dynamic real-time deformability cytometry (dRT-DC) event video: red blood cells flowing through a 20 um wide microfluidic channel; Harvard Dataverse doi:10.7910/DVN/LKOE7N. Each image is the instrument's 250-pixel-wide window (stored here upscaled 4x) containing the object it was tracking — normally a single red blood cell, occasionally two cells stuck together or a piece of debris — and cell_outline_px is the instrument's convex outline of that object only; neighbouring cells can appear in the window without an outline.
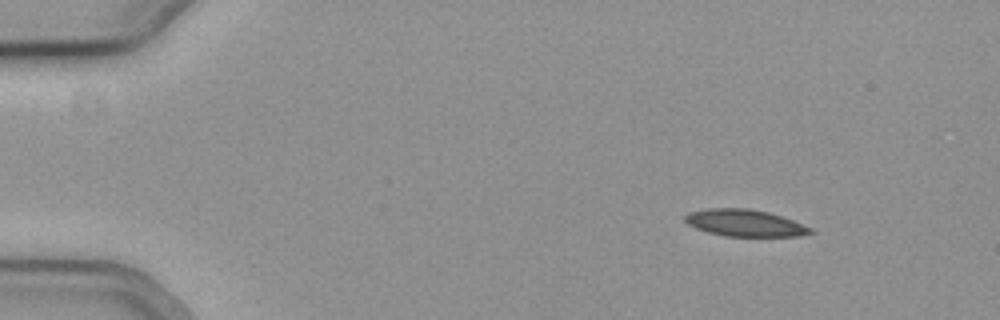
{"species": "common noctule bat (a hibernating species)", "species_latin": "Nyctalus noctula", "temperature_condition": "cold", "stored_images_in_passage": 50, "camera_frame_rate_fps": 3000, "um_per_image_px": 0.085, "animal": {"sex": "female", "body_mass_g": 19.3, "forearm_length_mm": 54.1}, "frame": {"image": 1, "passage_image": 1, "time_ms": 0.0, "image_size_px": [1000, 320], "cell_outline_px": [[816, 232], [800, 236], [724, 236], [708, 232], [696, 228], [688, 224], [684, 220], [684, 216], [688, 212], [708, 208], [748, 208], [768, 212], [792, 220], [812, 228]], "centroid_in_image_um": [63.3, 18.95], "position_along_channel_um": 21.7, "area_um2": 19.65}}
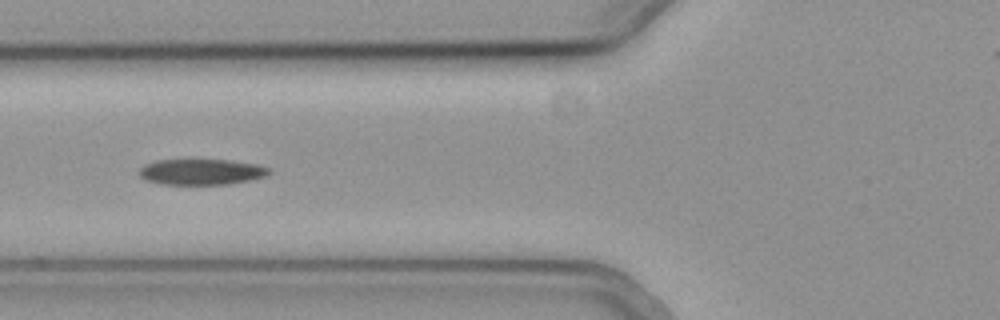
{"frame": {"image": 2, "passage_image": 16, "time_ms": 5.0, "image_size_px": [1000, 320], "cell_outline_px": [[272, 172], [264, 176], [248, 180], [228, 184], [160, 184], [148, 180], [140, 176], [140, 168], [144, 164], [156, 160], [188, 156], [192, 156], [228, 160], [256, 164], [272, 168]], "centroid_in_image_um": [17.08, 14.54], "position_along_channel_um": 108.7, "area_um2": 20.46}}
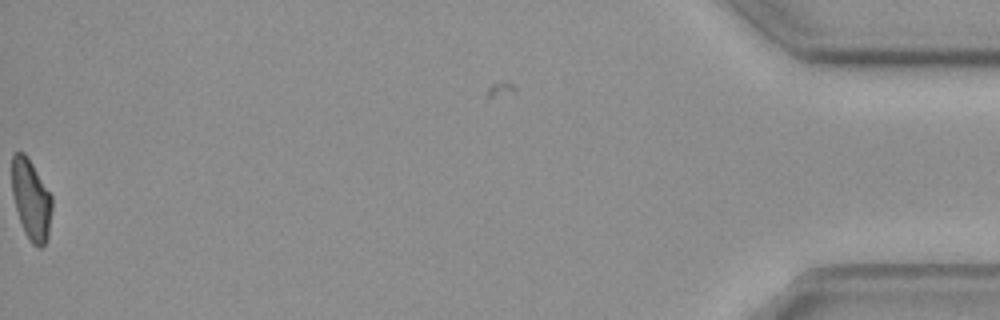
{"frame": {"image": 3, "passage_image": 50, "time_ms": 16.333, "image_size_px": [1000, 320], "cell_outline_px": [[52, 208], [48, 236], [44, 244], [40, 248], [32, 244], [24, 232], [16, 208], [12, 192], [12, 152], [24, 152], [32, 164], [52, 196]], "centroid_in_image_um": [2.64, 16.96], "position_along_channel_um": 432.6, "area_um2": 18.61}}